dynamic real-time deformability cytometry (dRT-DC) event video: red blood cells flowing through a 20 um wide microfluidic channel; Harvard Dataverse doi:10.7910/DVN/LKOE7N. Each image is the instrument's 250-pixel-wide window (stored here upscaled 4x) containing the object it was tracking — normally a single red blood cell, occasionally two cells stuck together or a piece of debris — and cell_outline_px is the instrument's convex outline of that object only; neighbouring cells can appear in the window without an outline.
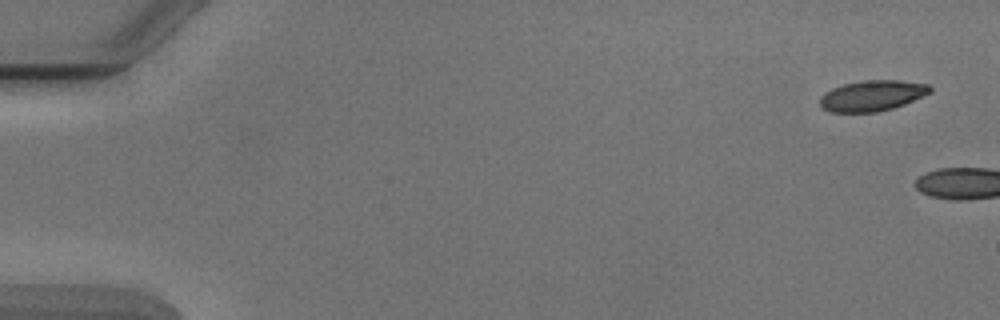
{"species": "Egyptian fruit bat (a non-hibernating species)", "species_latin": "Rousettus aegyptiacus", "temperature_condition": "cold", "stored_images_in_passage": 4, "camera_frame_rate_fps": 3000, "um_per_image_px": 0.085, "animal": {"sex": "male"}, "frame": {"image": 1, "passage_image": 1, "time_ms": 0.0, "image_size_px": [1000, 320], "cell_outline_px": [[932, 92], [904, 104], [892, 108], [876, 112], [832, 112], [824, 108], [820, 104], [820, 96], [824, 92], [832, 88], [844, 84], [860, 80], [900, 80], [928, 84], [932, 88]], "centroid_in_image_um": [74.14, 8.12], "position_along_channel_um": 10.9, "area_um2": 19.71}}